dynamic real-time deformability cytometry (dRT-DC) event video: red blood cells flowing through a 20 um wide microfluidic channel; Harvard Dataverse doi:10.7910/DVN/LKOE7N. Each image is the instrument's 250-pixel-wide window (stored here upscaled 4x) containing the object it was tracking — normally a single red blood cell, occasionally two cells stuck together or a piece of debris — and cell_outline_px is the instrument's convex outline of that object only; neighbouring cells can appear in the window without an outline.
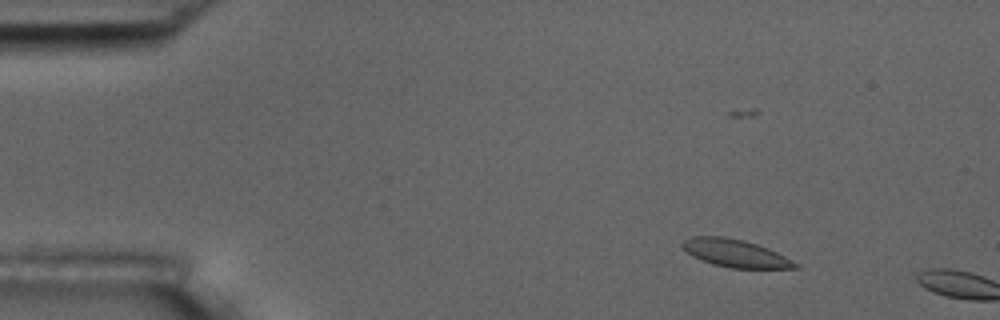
{"species": "common noctule bat (a hibernating species)", "species_latin": "Nyctalus noctula", "temperature_condition": "room temperature", "stored_images_in_passage": 3, "camera_frame_rate_fps": 3000, "um_per_image_px": 0.085, "animal": {"sex": "male", "body_mass_g": 17.5, "forearm_length_mm": 52.3}, "frame": {"image": 1, "passage_image": 2, "time_ms": 1.333, "image_size_px": [1000, 320], "cell_outline_px": [[800, 268], [732, 268], [712, 264], [692, 256], [680, 244], [684, 240], [692, 236], [724, 236], [744, 240], [768, 248], [800, 264]], "centroid_in_image_um": [62.51, 21.52], "position_along_channel_um": 22.5, "area_um2": 18.15}}